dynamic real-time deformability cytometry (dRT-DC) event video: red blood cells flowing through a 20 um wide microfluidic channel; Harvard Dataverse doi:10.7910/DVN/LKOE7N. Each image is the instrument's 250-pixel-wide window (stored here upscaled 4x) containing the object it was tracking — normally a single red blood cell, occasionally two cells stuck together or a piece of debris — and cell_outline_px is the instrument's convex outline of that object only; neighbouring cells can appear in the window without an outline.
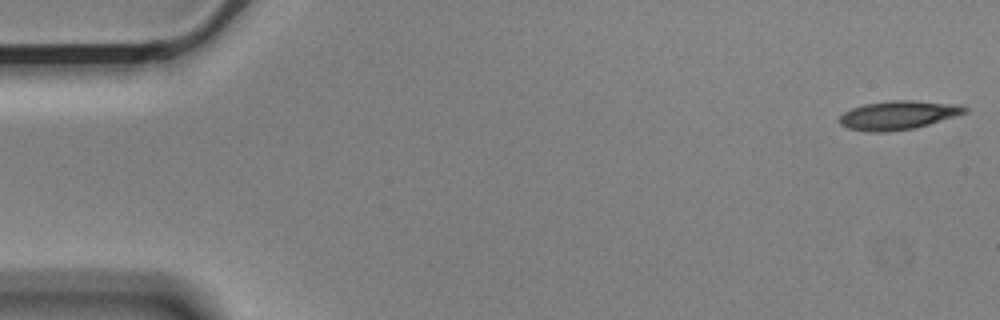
{"species": "Egyptian fruit bat (a non-hibernating species)", "species_latin": "Rousettus aegyptiacus", "temperature_condition": "cold", "stored_images_in_passage": 14, "camera_frame_rate_fps": 3000, "um_per_image_px": 0.085, "animal": {"sex": "male"}, "frame": {"image": 1, "passage_image": 1, "time_ms": 0.0, "image_size_px": [1000, 320], "cell_outline_px": [[968, 112], [916, 128], [884, 132], [868, 132], [848, 128], [840, 124], [836, 120], [844, 112], [852, 108], [864, 104], [892, 100], [912, 100], [960, 104], [968, 108]], "centroid_in_image_um": [76.34, 9.78], "position_along_channel_um": 8.7, "area_um2": 21.15}}
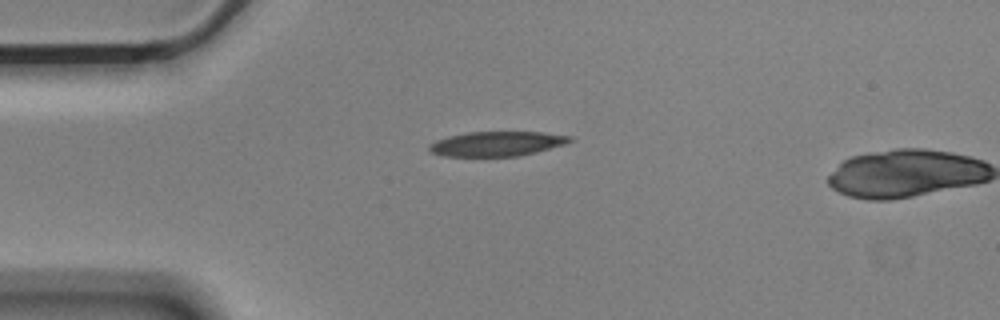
{"frame": {"image": 2, "passage_image": 13, "time_ms": 4.0, "image_size_px": [1000, 320], "cell_outline_px": [[572, 140], [568, 144], [520, 156], [444, 156], [428, 152], [428, 144], [436, 140], [448, 136], [468, 132], [540, 132], [572, 136]], "centroid_in_image_um": [42.22, 12.22], "position_along_channel_um": 42.8, "area_um2": 20.4}}